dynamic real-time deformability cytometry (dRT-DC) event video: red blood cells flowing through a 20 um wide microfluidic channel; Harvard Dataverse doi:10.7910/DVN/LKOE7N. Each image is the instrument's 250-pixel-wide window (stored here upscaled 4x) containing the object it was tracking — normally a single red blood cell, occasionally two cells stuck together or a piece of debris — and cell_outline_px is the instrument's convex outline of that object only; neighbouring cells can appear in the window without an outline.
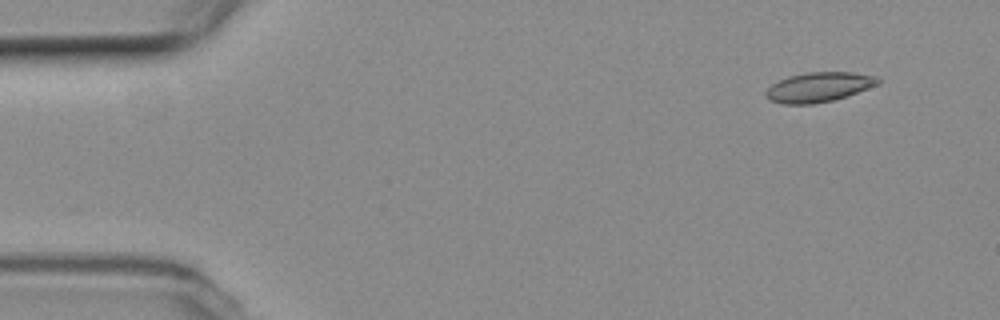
{"species": "common noctule bat (a hibernating species)", "species_latin": "Nyctalus noctula", "temperature_condition": "room temperature", "stored_images_in_passage": 50, "camera_frame_rate_fps": 3000, "um_per_image_px": 0.085, "animal": {"sex": "female", "body_mass_g": 19.3, "forearm_length_mm": 54.1}, "frame": {"image": 1, "passage_image": 1, "time_ms": 0.0, "image_size_px": [1000, 320], "cell_outline_px": [[880, 84], [832, 100], [812, 104], [780, 104], [768, 100], [764, 96], [764, 92], [772, 84], [788, 76], [808, 72], [852, 72], [872, 76], [880, 80]], "centroid_in_image_um": [69.52, 7.41], "position_along_channel_um": 15.5, "area_um2": 19.25}}
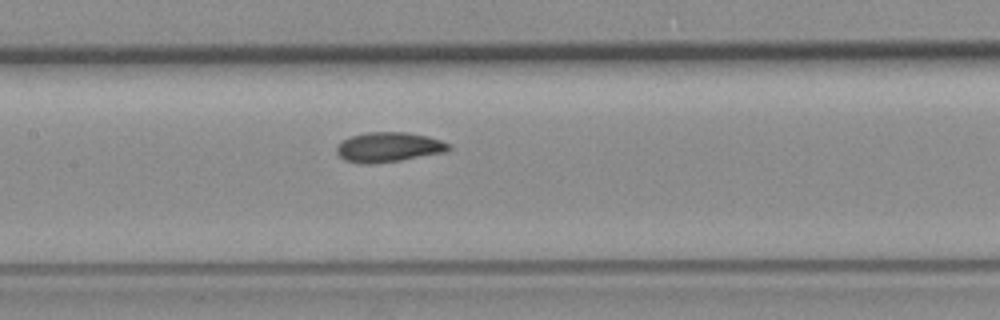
{"frame": {"image": 2, "passage_image": 22, "time_ms": 7.0, "image_size_px": [1000, 320], "cell_outline_px": [[452, 148], [444, 152], [400, 160], [372, 164], [360, 164], [344, 160], [336, 152], [336, 148], [344, 140], [352, 136], [368, 132], [408, 132], [428, 136], [452, 144]], "centroid_in_image_um": [33.05, 12.51], "position_along_channel_um": 174.3, "area_um2": 19.42}}
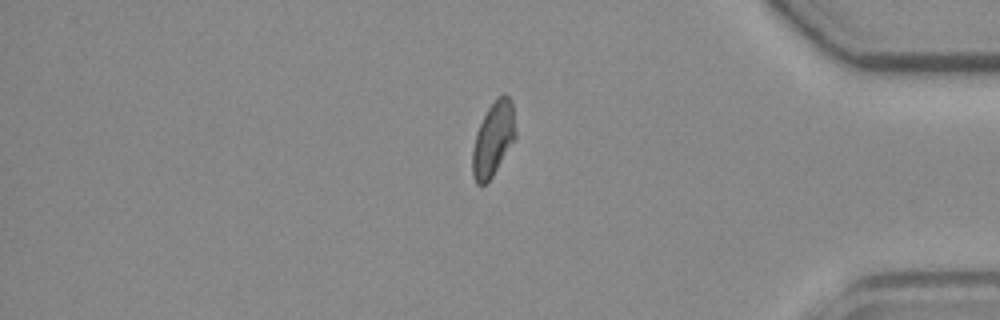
{"frame": {"image": 3, "passage_image": 42, "time_ms": 13.667, "image_size_px": [1000, 320], "cell_outline_px": [[516, 136], [492, 176], [484, 184], [476, 184], [472, 176], [472, 148], [476, 132], [488, 108], [504, 92], [512, 100], [516, 132]], "centroid_in_image_um": [41.91, 11.81], "position_along_channel_um": 393.3, "area_um2": 18.38}}